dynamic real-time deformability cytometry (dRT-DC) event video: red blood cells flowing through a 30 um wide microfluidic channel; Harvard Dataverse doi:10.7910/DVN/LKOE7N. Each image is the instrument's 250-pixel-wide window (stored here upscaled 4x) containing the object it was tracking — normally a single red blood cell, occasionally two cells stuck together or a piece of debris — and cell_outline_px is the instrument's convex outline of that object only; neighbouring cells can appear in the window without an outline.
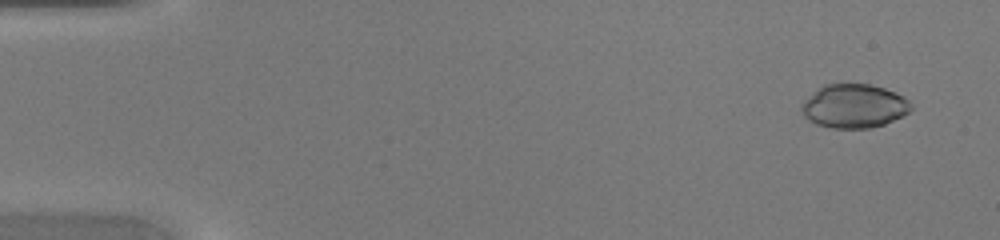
{"species": "common noctule bat (a hibernating species)", "species_latin": "Nyctalus noctula", "temperature_condition": "warm", "stored_images_in_passage": 45, "camera_frame_rate_fps": 3000, "um_per_image_px": 0.085, "animal": {"sex": "female", "body_mass_g": 20.0, "forearm_length_mm": 54.0}, "frame": {"image": 1, "passage_image": 3, "time_ms": 0.667, "image_size_px": [1000, 240], "cell_outline_px": [[912, 108], [908, 112], [884, 124], [868, 128], [832, 128], [816, 124], [808, 120], [804, 116], [800, 108], [804, 100], [812, 92], [824, 84], [868, 84], [884, 88], [896, 92], [904, 96], [912, 104]], "centroid_in_image_um": [72.57, 9.01], "position_along_channel_um": 12.4, "area_um2": 27.92}}
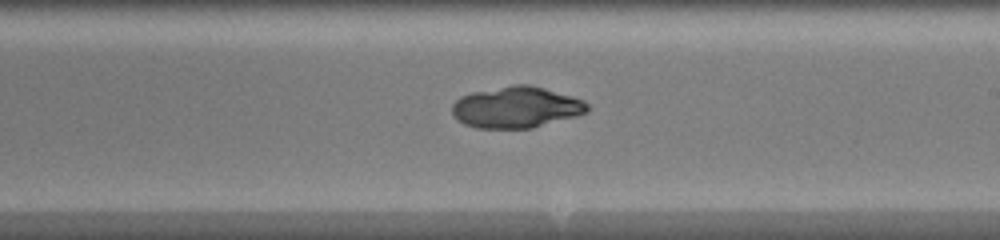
{"frame": {"image": 2, "passage_image": 27, "time_ms": 8.667, "image_size_px": [1000, 240], "cell_outline_px": [[588, 112], [576, 116], [532, 128], [476, 128], [464, 124], [456, 120], [452, 112], [452, 104], [460, 96], [472, 92], [512, 84], [528, 84], [544, 88], [572, 96], [584, 100], [588, 104]], "centroid_in_image_um": [43.86, 9.11], "position_along_channel_um": 245.1, "area_um2": 32.71}}
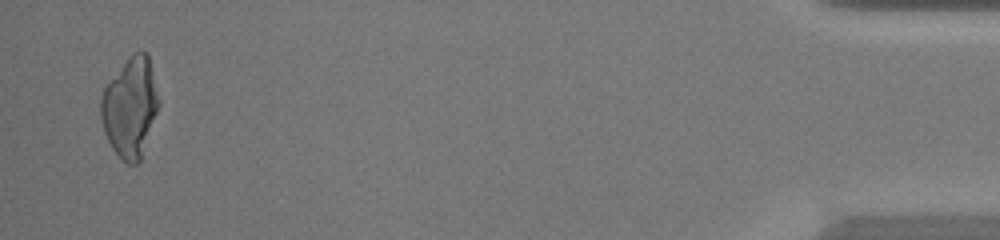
{"frame": {"image": 3, "passage_image": 44, "time_ms": 14.333, "image_size_px": [1000, 240], "cell_outline_px": [[160, 104], [140, 160], [136, 164], [128, 164], [112, 148], [104, 132], [100, 116], [100, 100], [104, 88], [132, 52], [148, 52]], "centroid_in_image_um": [11.06, 9.11], "position_along_channel_um": 424.1, "area_um2": 33.29}}